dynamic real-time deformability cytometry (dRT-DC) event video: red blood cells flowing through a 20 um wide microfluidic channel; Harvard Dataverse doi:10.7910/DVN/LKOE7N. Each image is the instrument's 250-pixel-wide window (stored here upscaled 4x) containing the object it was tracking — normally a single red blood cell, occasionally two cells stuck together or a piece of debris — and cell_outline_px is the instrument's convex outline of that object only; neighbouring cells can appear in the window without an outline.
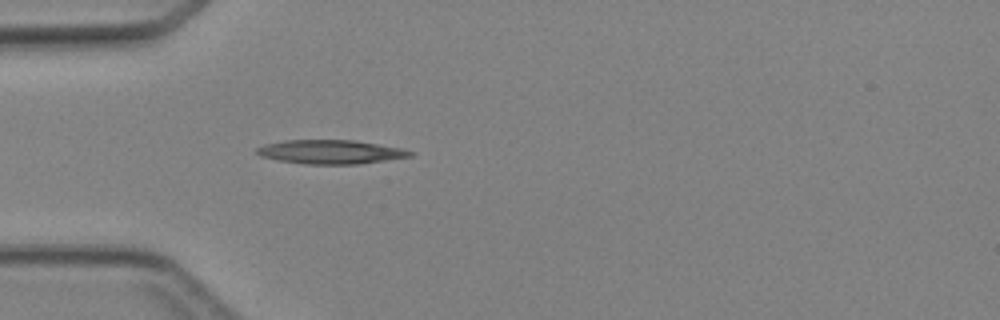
{"species": "Egyptian fruit bat (a non-hibernating species)", "species_latin": "Rousettus aegyptiacus", "temperature_condition": "cold", "stored_images_in_passage": 3, "camera_frame_rate_fps": 3000, "um_per_image_px": 0.085, "animal": {"sex": "female"}, "frame": {"image": 1, "passage_image": 3, "time_ms": 2.333, "image_size_px": [1000, 320], "cell_outline_px": [[416, 152], [412, 156], [356, 164], [308, 164], [280, 160], [260, 156], [256, 152], [256, 148], [264, 144], [284, 140], [352, 140], [404, 148]], "centroid_in_image_um": [28.12, 12.9], "position_along_channel_um": 56.9, "area_um2": 21.27}}